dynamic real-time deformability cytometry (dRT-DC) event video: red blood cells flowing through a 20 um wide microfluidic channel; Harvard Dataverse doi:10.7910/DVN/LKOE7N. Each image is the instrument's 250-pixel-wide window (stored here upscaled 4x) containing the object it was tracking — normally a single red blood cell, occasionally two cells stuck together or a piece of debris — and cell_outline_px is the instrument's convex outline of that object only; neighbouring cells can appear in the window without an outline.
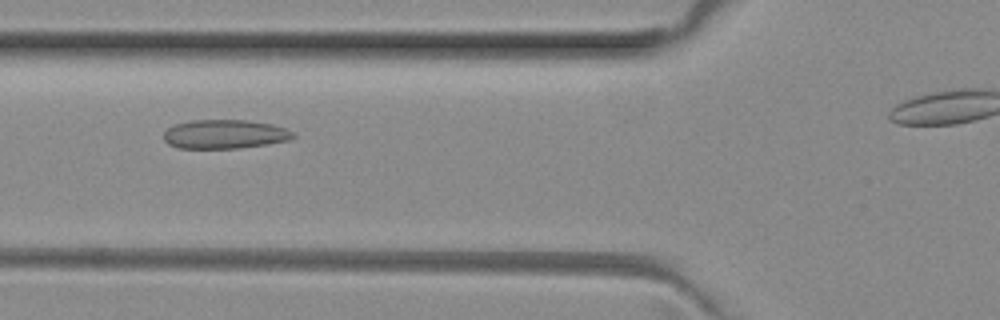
{"species": "common noctule bat (a hibernating species)", "species_latin": "Nyctalus noctula", "temperature_condition": "room temperature", "stored_images_in_passage": 7, "camera_frame_rate_fps": 3000, "um_per_image_px": 0.085, "animal": {"sex": "female", "body_mass_g": 29.2, "forearm_length_mm": 56.3}, "frame": {"image": 1, "passage_image": 3, "time_ms": 0.667, "image_size_px": [1000, 320], "cell_outline_px": [[296, 136], [288, 140], [268, 144], [240, 148], [176, 148], [168, 144], [164, 140], [164, 132], [172, 124], [192, 120], [248, 120], [272, 124], [296, 132]], "centroid_in_image_um": [19.1, 11.4], "position_along_channel_um": 106.7, "area_um2": 22.08}}
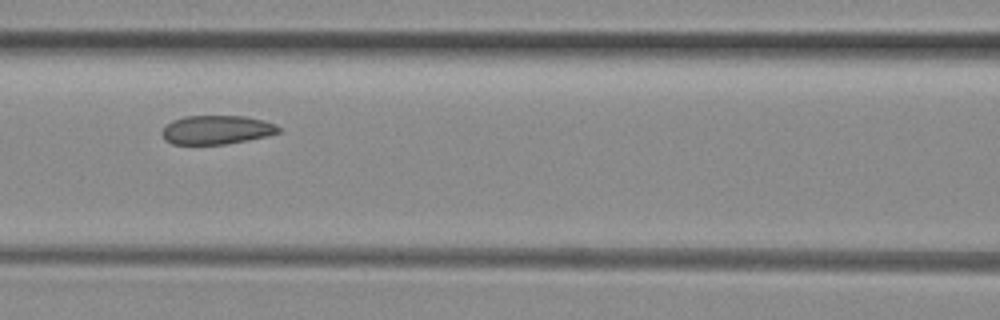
{"frame": {"image": 2, "passage_image": 5, "time_ms": 1.333, "image_size_px": [1000, 320], "cell_outline_px": [[280, 132], [268, 136], [248, 140], [224, 144], [172, 144], [164, 140], [160, 132], [172, 120], [184, 116], [244, 116], [264, 120], [276, 124], [280, 128]], "centroid_in_image_um": [18.41, 11.03], "position_along_channel_um": 148.2, "area_um2": 19.71}}
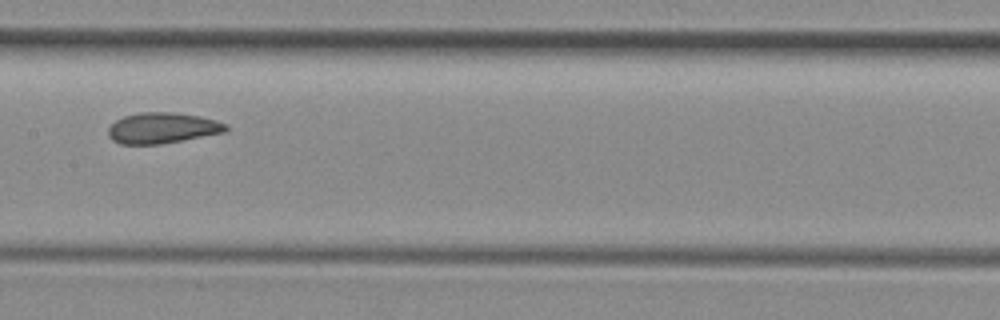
{"frame": {"image": 3, "passage_image": 7, "time_ms": 2.0, "image_size_px": [1000, 320], "cell_outline_px": [[228, 128], [224, 132], [160, 144], [120, 144], [112, 140], [108, 136], [108, 128], [116, 120], [124, 116], [140, 112], [172, 112], [200, 116], [216, 120], [228, 124]], "centroid_in_image_um": [13.78, 10.87], "position_along_channel_um": 193.6, "area_um2": 21.04}}